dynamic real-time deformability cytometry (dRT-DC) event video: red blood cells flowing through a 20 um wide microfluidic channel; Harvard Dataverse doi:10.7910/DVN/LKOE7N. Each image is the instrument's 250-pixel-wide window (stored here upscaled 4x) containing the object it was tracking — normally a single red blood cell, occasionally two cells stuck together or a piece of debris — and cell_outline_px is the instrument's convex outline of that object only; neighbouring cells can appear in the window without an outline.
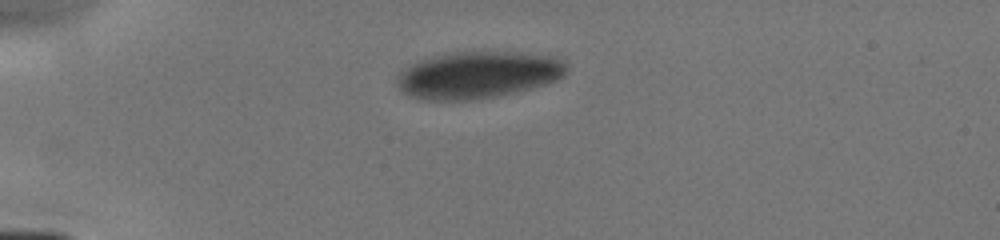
{"species": "human", "species_latin": "Homo sapiens", "temperature_condition": "cold", "stored_images_in_passage": 3, "camera_frame_rate_fps": 3000, "um_per_image_px": 0.085, "donor": {"sex": "male"}, "frame": {"image": 1, "passage_image": 1, "time_ms": 0.0, "image_size_px": [1000, 240], "cell_outline_px": [[568, 68], [564, 76], [556, 80], [532, 88], [496, 96], [468, 100], [424, 100], [408, 96], [400, 92], [396, 84], [396, 76], [400, 72], [412, 64], [420, 60], [432, 56], [456, 52], [520, 52], [552, 56], [564, 60]], "centroid_in_image_um": [40.61, 6.37], "position_along_channel_um": 44.4, "area_um2": 46.59}}
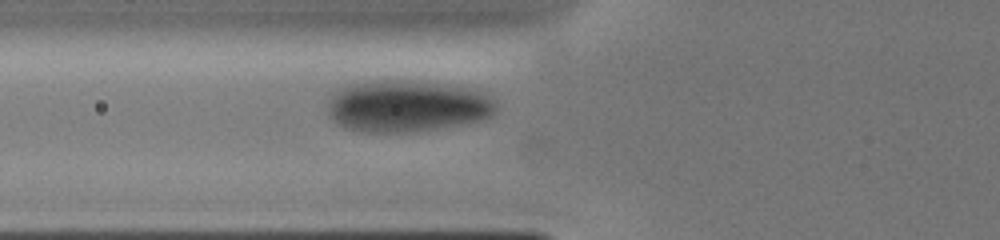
{"frame": {"image": 2, "passage_image": 3, "time_ms": 2.0, "image_size_px": [1000, 240], "cell_outline_px": [[496, 108], [492, 116], [480, 120], [436, 128], [400, 132], [364, 132], [348, 128], [340, 124], [328, 116], [328, 104], [336, 88], [348, 84], [376, 80], [408, 80], [448, 84], [476, 88], [492, 96], [496, 100]], "centroid_in_image_um": [34.63, 8.98], "position_along_channel_um": 91.2, "area_um2": 51.1}}